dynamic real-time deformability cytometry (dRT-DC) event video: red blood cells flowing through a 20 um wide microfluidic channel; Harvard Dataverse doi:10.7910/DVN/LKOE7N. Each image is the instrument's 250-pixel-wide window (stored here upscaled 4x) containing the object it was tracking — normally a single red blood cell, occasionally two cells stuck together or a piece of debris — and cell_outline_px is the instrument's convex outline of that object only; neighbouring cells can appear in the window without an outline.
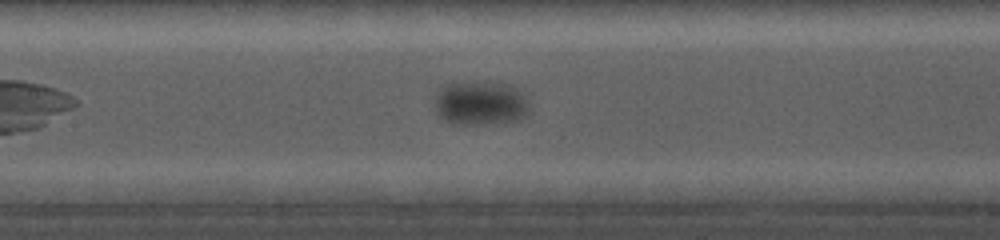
{"species": "common noctule bat (a hibernating species)", "species_latin": "Nyctalus noctula", "temperature_condition": "cold", "stored_images_in_passage": 12, "camera_frame_rate_fps": 5000, "um_per_image_px": 0.085, "animal": {"sex": "female", "body_mass_g": 19.0, "forearm_length_mm": 56.7}, "frame": {"image": 1, "passage_image": 7, "time_ms": 4.4, "image_size_px": [1000, 240], "cell_outline_px": [[528, 112], [524, 116], [516, 120], [484, 124], [460, 124], [448, 120], [440, 116], [436, 112], [436, 96], [440, 88], [448, 84], [464, 80], [476, 80], [512, 84], [520, 92], [528, 104]], "centroid_in_image_um": [40.83, 8.71], "position_along_channel_um": 166.6, "area_um2": 24.39}}
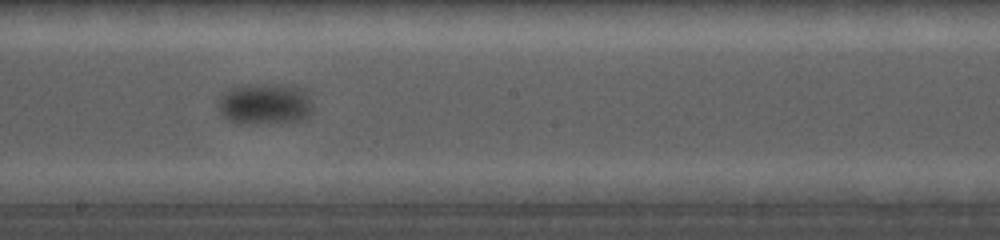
{"frame": {"image": 2, "passage_image": 9, "time_ms": 6.2, "image_size_px": [1000, 240], "cell_outline_px": [[312, 112], [308, 116], [300, 120], [272, 124], [244, 124], [228, 120], [220, 112], [220, 96], [228, 88], [236, 84], [288, 84], [308, 88], [312, 104]], "centroid_in_image_um": [22.57, 8.8], "position_along_channel_um": 225.6, "area_um2": 23.64}}
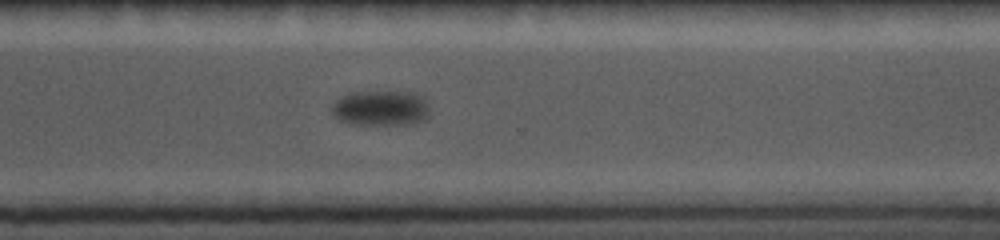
{"frame": {"image": 3, "passage_image": 12, "time_ms": 9.6, "image_size_px": [1000, 240], "cell_outline_px": [[428, 116], [412, 124], [348, 124], [332, 116], [332, 104], [336, 100], [348, 92], [416, 92], [424, 96], [428, 104]], "centroid_in_image_um": [32.35, 9.18], "position_along_channel_um": 338.3, "area_um2": 20.29}}